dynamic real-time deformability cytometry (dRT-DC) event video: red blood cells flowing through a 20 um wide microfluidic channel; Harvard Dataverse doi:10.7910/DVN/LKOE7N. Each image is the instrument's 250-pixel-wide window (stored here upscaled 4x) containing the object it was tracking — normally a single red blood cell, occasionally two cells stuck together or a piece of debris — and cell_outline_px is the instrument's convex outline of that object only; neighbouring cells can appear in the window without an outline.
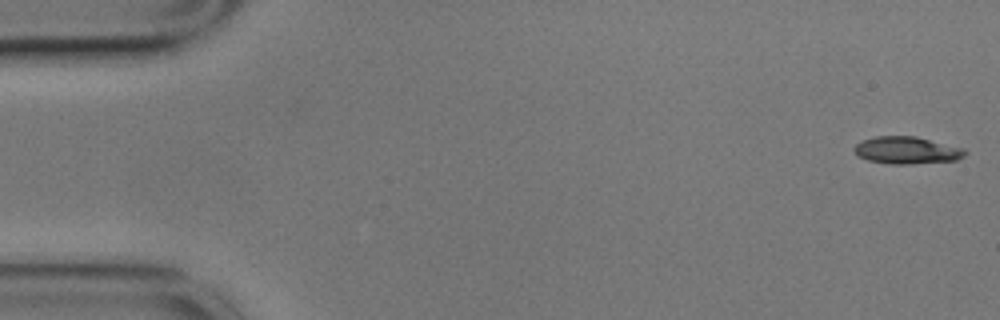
{"species": "common noctule bat (a hibernating species)", "species_latin": "Nyctalus noctula", "temperature_condition": "cold", "stored_images_in_passage": 9, "camera_frame_rate_fps": 3000, "um_per_image_px": 0.085, "animal": {"sex": "male", "body_mass_g": 17.9}, "frame": {"image": 1, "passage_image": 1, "time_ms": 0.0, "image_size_px": [1000, 320], "cell_outline_px": [[968, 152], [964, 156], [956, 160], [908, 164], [892, 164], [868, 160], [856, 156], [852, 148], [856, 144], [864, 140], [876, 136], [916, 136], [964, 148]], "centroid_in_image_um": [77.07, 12.77], "position_along_channel_um": 7.9, "area_um2": 17.63}}